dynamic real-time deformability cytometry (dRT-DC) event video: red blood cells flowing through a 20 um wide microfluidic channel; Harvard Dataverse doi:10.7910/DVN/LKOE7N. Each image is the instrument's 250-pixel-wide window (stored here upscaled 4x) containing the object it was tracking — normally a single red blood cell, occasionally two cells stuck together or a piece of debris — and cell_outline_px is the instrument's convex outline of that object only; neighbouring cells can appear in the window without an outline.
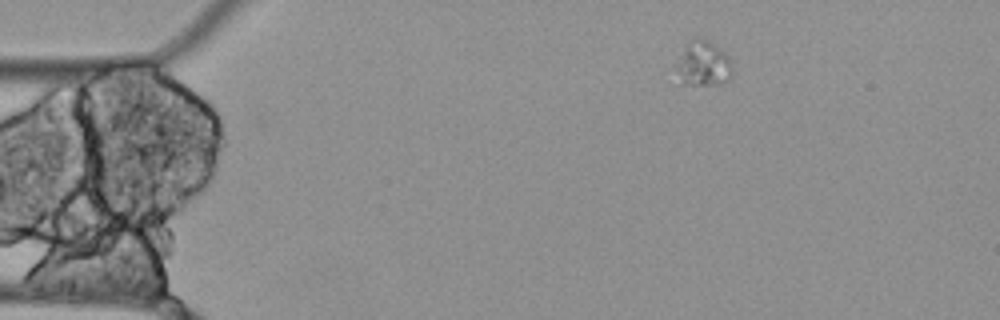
{"species": "Egyptian fruit bat (a non-hibernating species)", "species_latin": "Rousettus aegyptiacus", "temperature_condition": "cold", "stored_images_in_passage": 50, "camera_frame_rate_fps": 3000, "um_per_image_px": 0.085, "animal": {"sex": "female"}, "frame": {"image": 1, "passage_image": 1, "time_ms": 0.0, "image_size_px": [1000, 320], "cell_outline_px": [[732, 72], [728, 80], [720, 84], [680, 84], [672, 68], [688, 44], [696, 36], [700, 36], [716, 44], [728, 56], [732, 68]], "centroid_in_image_um": [59.73, 5.42], "position_along_channel_um": 25.3, "area_um2": 15.03}}
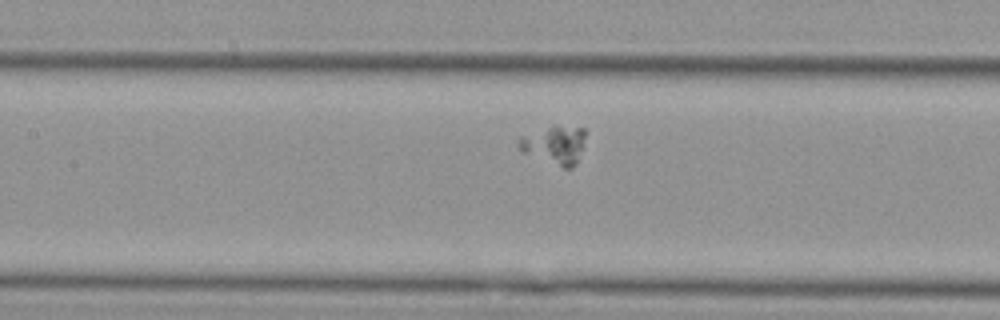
{"frame": {"image": 2, "passage_image": 18, "time_ms": 5.667, "image_size_px": [1000, 320], "cell_outline_px": [[584, 136], [576, 164], [572, 168], [564, 168], [520, 152], [516, 144], [516, 140], [520, 136], [552, 124], [584, 128]], "centroid_in_image_um": [47.05, 12.29], "position_along_channel_um": 160.4, "area_um2": 15.14}}
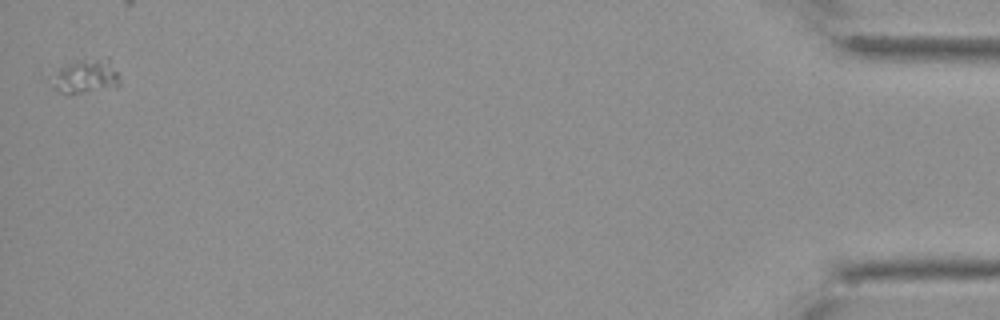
{"frame": {"image": 3, "passage_image": 50, "time_ms": 16.333, "image_size_px": [1000, 320], "cell_outline_px": [[120, 84], [116, 88], [68, 96], [52, 88], [48, 76], [60, 68], [76, 60], [108, 56], [120, 80]], "centroid_in_image_um": [7.25, 6.52], "position_along_channel_um": 428.0, "area_um2": 14.45}}